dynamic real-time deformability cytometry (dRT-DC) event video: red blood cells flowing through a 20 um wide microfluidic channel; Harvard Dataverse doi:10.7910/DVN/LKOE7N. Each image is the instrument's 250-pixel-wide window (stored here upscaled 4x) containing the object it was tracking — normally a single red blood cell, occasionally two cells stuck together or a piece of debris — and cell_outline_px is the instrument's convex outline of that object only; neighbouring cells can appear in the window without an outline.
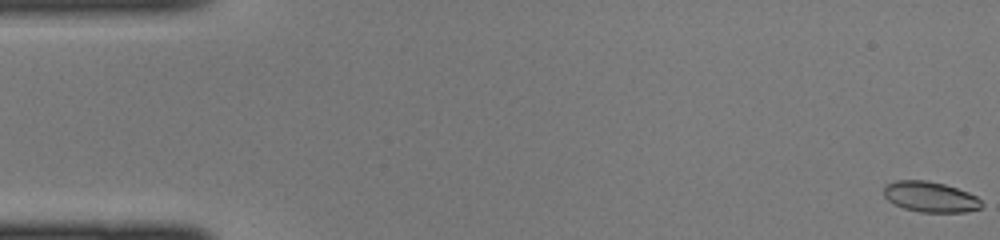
{"species": "common noctule bat (a hibernating species)", "species_latin": "Nyctalus noctula", "temperature_condition": "cold", "stored_images_in_passage": 45, "camera_frame_rate_fps": 3000, "um_per_image_px": 0.085, "animal": {"sex": "female", "body_mass_g": 22.0, "forearm_length_mm": 56.7}, "frame": {"image": 1, "passage_image": 1, "time_ms": 0.0, "image_size_px": [1000, 240], "cell_outline_px": [[984, 204], [980, 208], [968, 212], [920, 212], [904, 208], [888, 200], [884, 196], [884, 184], [896, 180], [924, 180], [944, 184], [968, 192], [976, 196]], "centroid_in_image_um": [79.07, 16.73], "position_along_channel_um": 5.9, "area_um2": 17.4}}
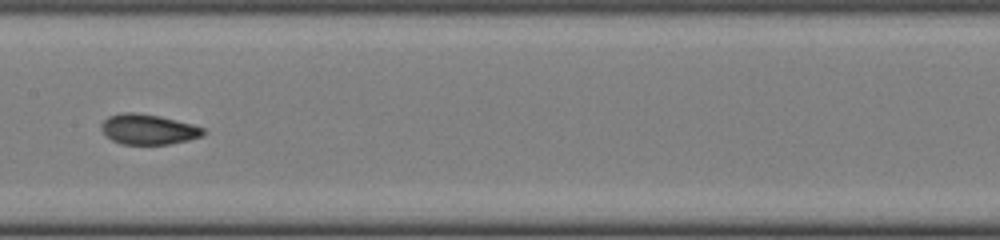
{"frame": {"image": 2, "passage_image": 23, "time_ms": 7.333, "image_size_px": [1000, 240], "cell_outline_px": [[208, 132], [204, 136], [188, 140], [168, 144], [120, 144], [112, 140], [100, 128], [100, 124], [108, 116], [120, 112], [136, 112], [160, 116], [192, 124], [204, 128]], "centroid_in_image_um": [12.62, 10.98], "position_along_channel_um": 194.8, "area_um2": 18.15}}
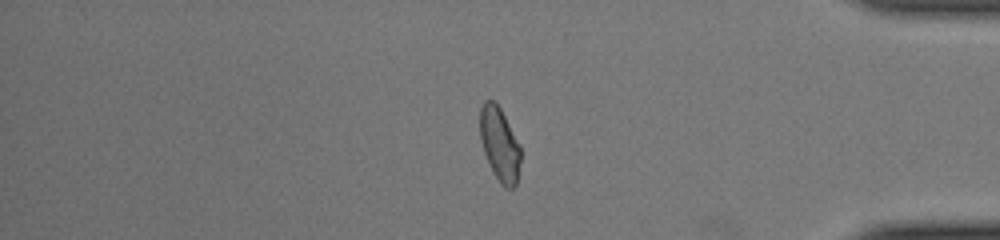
{"frame": {"image": 3, "passage_image": 38, "time_ms": 12.333, "image_size_px": [1000, 240], "cell_outline_px": [[520, 160], [516, 184], [512, 188], [504, 188], [500, 184], [492, 172], [484, 152], [480, 140], [480, 108], [484, 100], [492, 100], [500, 108], [520, 144]], "centroid_in_image_um": [42.45, 12.27], "position_along_channel_um": 392.7, "area_um2": 17.46}}